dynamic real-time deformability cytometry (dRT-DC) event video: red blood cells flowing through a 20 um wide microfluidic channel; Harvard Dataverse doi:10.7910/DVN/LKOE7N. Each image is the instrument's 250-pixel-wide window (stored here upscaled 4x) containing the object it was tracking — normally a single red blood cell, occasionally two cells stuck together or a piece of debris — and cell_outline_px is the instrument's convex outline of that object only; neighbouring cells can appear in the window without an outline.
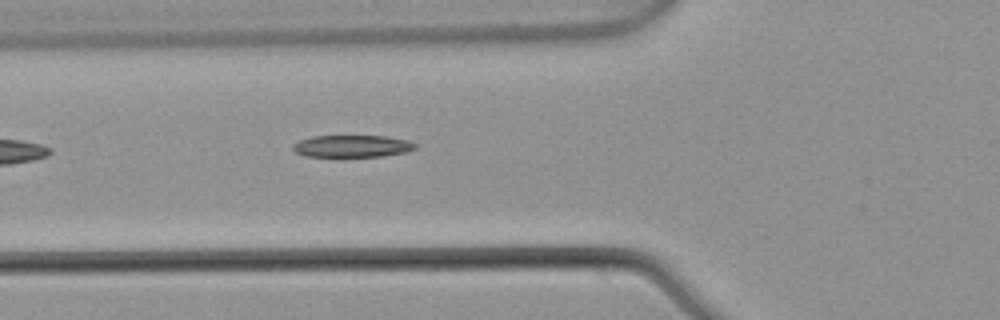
{"species": "common noctule bat (a hibernating species)", "species_latin": "Nyctalus noctula", "temperature_condition": "warm", "stored_images_in_passage": 4, "camera_frame_rate_fps": 3000, "um_per_image_px": 0.085, "animal": {"sex": "male", "body_mass_g": 21.5, "forearm_length_mm": 52.0}, "frame": {"image": 1, "passage_image": 4, "time_ms": 1.0, "image_size_px": [1000, 320], "cell_outline_px": [[416, 148], [404, 152], [380, 156], [304, 156], [296, 152], [292, 148], [292, 144], [300, 140], [312, 136], [384, 136], [408, 140], [416, 144]], "centroid_in_image_um": [29.9, 12.41], "position_along_channel_um": 95.9, "area_um2": 15.55}}